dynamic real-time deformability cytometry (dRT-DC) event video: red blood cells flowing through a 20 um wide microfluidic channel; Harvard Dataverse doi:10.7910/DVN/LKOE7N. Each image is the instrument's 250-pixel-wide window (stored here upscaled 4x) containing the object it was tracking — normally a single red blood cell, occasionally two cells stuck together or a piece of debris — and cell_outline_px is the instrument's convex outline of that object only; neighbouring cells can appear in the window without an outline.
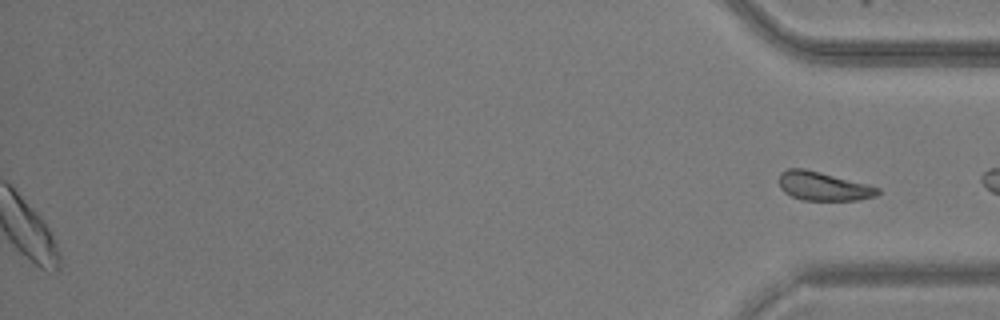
{"species": "common noctule bat (a hibernating species)", "species_latin": "Nyctalus noctula", "temperature_condition": "warm", "stored_images_in_passage": 43, "segment_of_instrument_passage": [2, 2], "camera_frame_rate_fps": 3000, "um_per_image_px": 0.085, "animal": {"sex": "male", "body_mass_g": 20.5, "forearm_length_mm": 52.5}, "frame": {"image": 1, "passage_image": 43, "time_ms": 14.0, "image_size_px": [1000, 320], "cell_outline_px": [[880, 192], [876, 196], [856, 200], [804, 200], [792, 196], [784, 192], [780, 188], [780, 172], [788, 168], [804, 168], [820, 172], [880, 188]], "centroid_in_image_um": [69.95, 15.83], "position_along_channel_um": 365.2, "area_um2": 16.3}}